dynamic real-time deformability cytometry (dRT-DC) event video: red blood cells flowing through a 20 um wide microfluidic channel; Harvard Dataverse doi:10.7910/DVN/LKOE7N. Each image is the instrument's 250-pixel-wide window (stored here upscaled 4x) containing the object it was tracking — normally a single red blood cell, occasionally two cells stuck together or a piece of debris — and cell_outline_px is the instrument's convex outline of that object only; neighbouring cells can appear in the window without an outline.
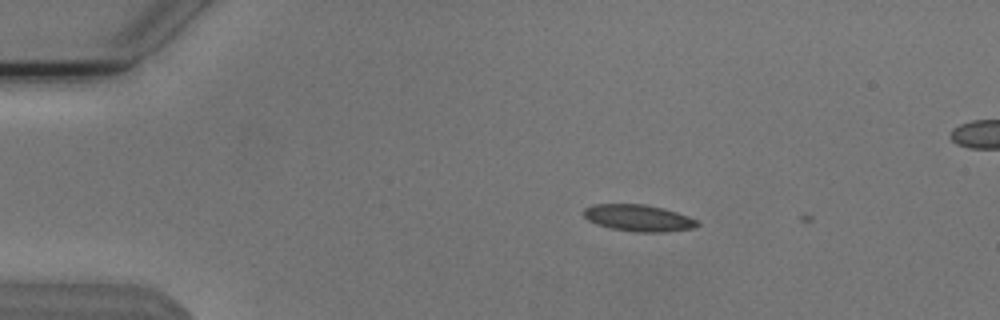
{"species": "Egyptian fruit bat (a non-hibernating species)", "species_latin": "Rousettus aegyptiacus", "temperature_condition": "cold", "stored_images_in_passage": 2, "camera_frame_rate_fps": 3000, "um_per_image_px": 0.085, "animal": {"sex": "male"}, "frame": {"image": 1, "passage_image": 1, "time_ms": 0.0, "image_size_px": [1000, 320], "cell_outline_px": [[700, 224], [696, 228], [664, 232], [636, 232], [612, 228], [596, 224], [588, 220], [584, 216], [584, 208], [592, 204], [644, 204], [664, 208], [688, 216], [696, 220]], "centroid_in_image_um": [54.28, 18.53], "position_along_channel_um": 30.7, "area_um2": 17.69}}